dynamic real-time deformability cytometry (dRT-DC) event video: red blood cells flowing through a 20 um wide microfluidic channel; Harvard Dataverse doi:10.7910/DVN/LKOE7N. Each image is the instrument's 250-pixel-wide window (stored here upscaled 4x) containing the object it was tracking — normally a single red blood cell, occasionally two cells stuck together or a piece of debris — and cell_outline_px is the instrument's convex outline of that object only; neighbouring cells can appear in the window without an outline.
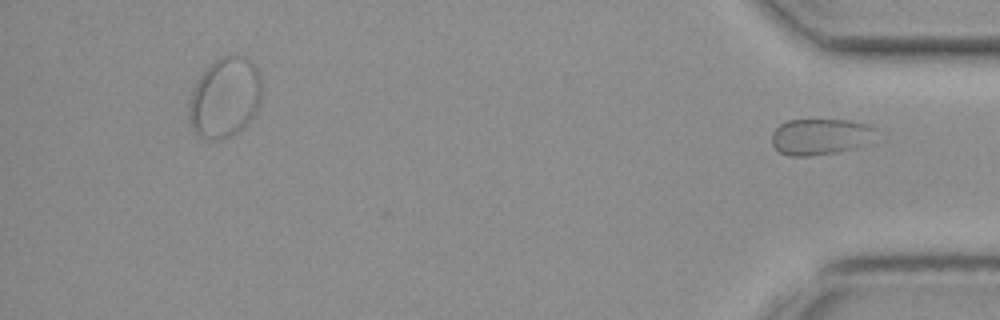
{"species": "common noctule bat (a hibernating species)", "species_latin": "Nyctalus noctula", "temperature_condition": "cold", "stored_images_in_passage": 38, "segment_of_instrument_passage": [2, 2], "camera_frame_rate_fps": 3000, "um_per_image_px": 0.085, "animal": {"sex": "female", "body_mass_g": 19.3, "forearm_length_mm": 54.1}, "frame": {"image": 1, "passage_image": 38, "time_ms": 12.333, "image_size_px": [1000, 320], "cell_outline_px": [[876, 128], [860, 144], [852, 148], [836, 152], [808, 156], [792, 156], [780, 152], [772, 144], [772, 132], [780, 124], [788, 120], [848, 120], [868, 124]], "centroid_in_image_um": [69.6, 11.6], "position_along_channel_um": 365.6, "area_um2": 21.21}}